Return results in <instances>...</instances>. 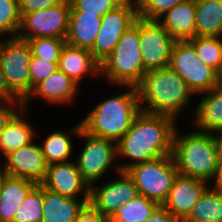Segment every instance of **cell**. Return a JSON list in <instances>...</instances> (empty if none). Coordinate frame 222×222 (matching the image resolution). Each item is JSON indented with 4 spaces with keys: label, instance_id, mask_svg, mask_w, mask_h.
I'll use <instances>...</instances> for the list:
<instances>
[{
    "label": "cell",
    "instance_id": "cell-11",
    "mask_svg": "<svg viewBox=\"0 0 222 222\" xmlns=\"http://www.w3.org/2000/svg\"><path fill=\"white\" fill-rule=\"evenodd\" d=\"M139 41L145 71L169 67L176 40L158 20L139 18Z\"/></svg>",
    "mask_w": 222,
    "mask_h": 222
},
{
    "label": "cell",
    "instance_id": "cell-22",
    "mask_svg": "<svg viewBox=\"0 0 222 222\" xmlns=\"http://www.w3.org/2000/svg\"><path fill=\"white\" fill-rule=\"evenodd\" d=\"M102 17L85 12H70L66 43L81 49L91 50L101 26Z\"/></svg>",
    "mask_w": 222,
    "mask_h": 222
},
{
    "label": "cell",
    "instance_id": "cell-45",
    "mask_svg": "<svg viewBox=\"0 0 222 222\" xmlns=\"http://www.w3.org/2000/svg\"><path fill=\"white\" fill-rule=\"evenodd\" d=\"M220 85H222V73L220 74Z\"/></svg>",
    "mask_w": 222,
    "mask_h": 222
},
{
    "label": "cell",
    "instance_id": "cell-41",
    "mask_svg": "<svg viewBox=\"0 0 222 222\" xmlns=\"http://www.w3.org/2000/svg\"><path fill=\"white\" fill-rule=\"evenodd\" d=\"M215 188L219 189L222 192V160L219 162V170L216 178Z\"/></svg>",
    "mask_w": 222,
    "mask_h": 222
},
{
    "label": "cell",
    "instance_id": "cell-43",
    "mask_svg": "<svg viewBox=\"0 0 222 222\" xmlns=\"http://www.w3.org/2000/svg\"><path fill=\"white\" fill-rule=\"evenodd\" d=\"M123 3H132L134 4L133 0H121ZM141 0H136V5L140 2Z\"/></svg>",
    "mask_w": 222,
    "mask_h": 222
},
{
    "label": "cell",
    "instance_id": "cell-17",
    "mask_svg": "<svg viewBox=\"0 0 222 222\" xmlns=\"http://www.w3.org/2000/svg\"><path fill=\"white\" fill-rule=\"evenodd\" d=\"M83 200L68 198L43 186V216L41 222H74L79 210L89 202V190H85Z\"/></svg>",
    "mask_w": 222,
    "mask_h": 222
},
{
    "label": "cell",
    "instance_id": "cell-28",
    "mask_svg": "<svg viewBox=\"0 0 222 222\" xmlns=\"http://www.w3.org/2000/svg\"><path fill=\"white\" fill-rule=\"evenodd\" d=\"M188 41L203 63L222 73V40L219 37H194Z\"/></svg>",
    "mask_w": 222,
    "mask_h": 222
},
{
    "label": "cell",
    "instance_id": "cell-33",
    "mask_svg": "<svg viewBox=\"0 0 222 222\" xmlns=\"http://www.w3.org/2000/svg\"><path fill=\"white\" fill-rule=\"evenodd\" d=\"M187 0H141L137 4L138 18L158 20L174 6Z\"/></svg>",
    "mask_w": 222,
    "mask_h": 222
},
{
    "label": "cell",
    "instance_id": "cell-7",
    "mask_svg": "<svg viewBox=\"0 0 222 222\" xmlns=\"http://www.w3.org/2000/svg\"><path fill=\"white\" fill-rule=\"evenodd\" d=\"M31 48L26 40L12 37L0 41V66L10 90L24 101L31 93Z\"/></svg>",
    "mask_w": 222,
    "mask_h": 222
},
{
    "label": "cell",
    "instance_id": "cell-31",
    "mask_svg": "<svg viewBox=\"0 0 222 222\" xmlns=\"http://www.w3.org/2000/svg\"><path fill=\"white\" fill-rule=\"evenodd\" d=\"M32 55L50 62H59L60 53L66 44L65 39L40 37L26 40Z\"/></svg>",
    "mask_w": 222,
    "mask_h": 222
},
{
    "label": "cell",
    "instance_id": "cell-8",
    "mask_svg": "<svg viewBox=\"0 0 222 222\" xmlns=\"http://www.w3.org/2000/svg\"><path fill=\"white\" fill-rule=\"evenodd\" d=\"M169 67L184 79L193 94H204L220 85V74L200 60L188 40L174 43Z\"/></svg>",
    "mask_w": 222,
    "mask_h": 222
},
{
    "label": "cell",
    "instance_id": "cell-46",
    "mask_svg": "<svg viewBox=\"0 0 222 222\" xmlns=\"http://www.w3.org/2000/svg\"><path fill=\"white\" fill-rule=\"evenodd\" d=\"M0 187H1V171H0Z\"/></svg>",
    "mask_w": 222,
    "mask_h": 222
},
{
    "label": "cell",
    "instance_id": "cell-4",
    "mask_svg": "<svg viewBox=\"0 0 222 222\" xmlns=\"http://www.w3.org/2000/svg\"><path fill=\"white\" fill-rule=\"evenodd\" d=\"M178 135L175 131L172 151L178 174L205 181L217 178L220 148L216 136L201 130Z\"/></svg>",
    "mask_w": 222,
    "mask_h": 222
},
{
    "label": "cell",
    "instance_id": "cell-44",
    "mask_svg": "<svg viewBox=\"0 0 222 222\" xmlns=\"http://www.w3.org/2000/svg\"><path fill=\"white\" fill-rule=\"evenodd\" d=\"M105 222H120V221L114 220L112 217H107Z\"/></svg>",
    "mask_w": 222,
    "mask_h": 222
},
{
    "label": "cell",
    "instance_id": "cell-36",
    "mask_svg": "<svg viewBox=\"0 0 222 222\" xmlns=\"http://www.w3.org/2000/svg\"><path fill=\"white\" fill-rule=\"evenodd\" d=\"M62 0H19V10L21 17L26 13L43 10L54 6Z\"/></svg>",
    "mask_w": 222,
    "mask_h": 222
},
{
    "label": "cell",
    "instance_id": "cell-30",
    "mask_svg": "<svg viewBox=\"0 0 222 222\" xmlns=\"http://www.w3.org/2000/svg\"><path fill=\"white\" fill-rule=\"evenodd\" d=\"M42 211L43 185L36 184L18 207L13 222H41Z\"/></svg>",
    "mask_w": 222,
    "mask_h": 222
},
{
    "label": "cell",
    "instance_id": "cell-1",
    "mask_svg": "<svg viewBox=\"0 0 222 222\" xmlns=\"http://www.w3.org/2000/svg\"><path fill=\"white\" fill-rule=\"evenodd\" d=\"M175 120L171 116L141 110L127 133L116 142L117 156L122 155L135 161L118 166V173L132 165L172 155L173 138L177 130Z\"/></svg>",
    "mask_w": 222,
    "mask_h": 222
},
{
    "label": "cell",
    "instance_id": "cell-37",
    "mask_svg": "<svg viewBox=\"0 0 222 222\" xmlns=\"http://www.w3.org/2000/svg\"><path fill=\"white\" fill-rule=\"evenodd\" d=\"M76 220L78 222H105L106 217L90 202H87L79 210Z\"/></svg>",
    "mask_w": 222,
    "mask_h": 222
},
{
    "label": "cell",
    "instance_id": "cell-42",
    "mask_svg": "<svg viewBox=\"0 0 222 222\" xmlns=\"http://www.w3.org/2000/svg\"><path fill=\"white\" fill-rule=\"evenodd\" d=\"M221 133V135L218 137L216 136L217 138V141H218V145H219V148H220V160H222V130L219 131Z\"/></svg>",
    "mask_w": 222,
    "mask_h": 222
},
{
    "label": "cell",
    "instance_id": "cell-18",
    "mask_svg": "<svg viewBox=\"0 0 222 222\" xmlns=\"http://www.w3.org/2000/svg\"><path fill=\"white\" fill-rule=\"evenodd\" d=\"M35 185L29 179L11 177L1 172L0 222L14 221L18 207Z\"/></svg>",
    "mask_w": 222,
    "mask_h": 222
},
{
    "label": "cell",
    "instance_id": "cell-13",
    "mask_svg": "<svg viewBox=\"0 0 222 222\" xmlns=\"http://www.w3.org/2000/svg\"><path fill=\"white\" fill-rule=\"evenodd\" d=\"M120 177L101 187L90 186L89 202L106 218L112 217L121 206L138 195L137 187L128 173L120 171Z\"/></svg>",
    "mask_w": 222,
    "mask_h": 222
},
{
    "label": "cell",
    "instance_id": "cell-21",
    "mask_svg": "<svg viewBox=\"0 0 222 222\" xmlns=\"http://www.w3.org/2000/svg\"><path fill=\"white\" fill-rule=\"evenodd\" d=\"M77 89L78 84L58 69L32 90L23 101V108H27L26 104L32 95L41 96L51 103H69L75 97Z\"/></svg>",
    "mask_w": 222,
    "mask_h": 222
},
{
    "label": "cell",
    "instance_id": "cell-26",
    "mask_svg": "<svg viewBox=\"0 0 222 222\" xmlns=\"http://www.w3.org/2000/svg\"><path fill=\"white\" fill-rule=\"evenodd\" d=\"M182 222H222V192L207 188Z\"/></svg>",
    "mask_w": 222,
    "mask_h": 222
},
{
    "label": "cell",
    "instance_id": "cell-9",
    "mask_svg": "<svg viewBox=\"0 0 222 222\" xmlns=\"http://www.w3.org/2000/svg\"><path fill=\"white\" fill-rule=\"evenodd\" d=\"M70 11V0H62L46 9L26 13L21 17V27L17 37L22 40L40 37L66 39ZM22 30L28 33L26 31L23 33Z\"/></svg>",
    "mask_w": 222,
    "mask_h": 222
},
{
    "label": "cell",
    "instance_id": "cell-12",
    "mask_svg": "<svg viewBox=\"0 0 222 222\" xmlns=\"http://www.w3.org/2000/svg\"><path fill=\"white\" fill-rule=\"evenodd\" d=\"M137 18V6L132 3H122L102 17L98 35L90 50L100 64L112 53L117 42Z\"/></svg>",
    "mask_w": 222,
    "mask_h": 222
},
{
    "label": "cell",
    "instance_id": "cell-25",
    "mask_svg": "<svg viewBox=\"0 0 222 222\" xmlns=\"http://www.w3.org/2000/svg\"><path fill=\"white\" fill-rule=\"evenodd\" d=\"M34 128L16 113L0 134V151L8 155L33 141Z\"/></svg>",
    "mask_w": 222,
    "mask_h": 222
},
{
    "label": "cell",
    "instance_id": "cell-38",
    "mask_svg": "<svg viewBox=\"0 0 222 222\" xmlns=\"http://www.w3.org/2000/svg\"><path fill=\"white\" fill-rule=\"evenodd\" d=\"M2 102H7L9 106L10 104L16 103L18 104L19 108H21V110H24L23 101H21L7 86L0 66V103Z\"/></svg>",
    "mask_w": 222,
    "mask_h": 222
},
{
    "label": "cell",
    "instance_id": "cell-32",
    "mask_svg": "<svg viewBox=\"0 0 222 222\" xmlns=\"http://www.w3.org/2000/svg\"><path fill=\"white\" fill-rule=\"evenodd\" d=\"M20 27L19 0H0V34L11 32L17 37Z\"/></svg>",
    "mask_w": 222,
    "mask_h": 222
},
{
    "label": "cell",
    "instance_id": "cell-2",
    "mask_svg": "<svg viewBox=\"0 0 222 222\" xmlns=\"http://www.w3.org/2000/svg\"><path fill=\"white\" fill-rule=\"evenodd\" d=\"M136 89L142 111L175 119L193 94L184 79L170 67L146 71ZM144 102L148 107H142Z\"/></svg>",
    "mask_w": 222,
    "mask_h": 222
},
{
    "label": "cell",
    "instance_id": "cell-16",
    "mask_svg": "<svg viewBox=\"0 0 222 222\" xmlns=\"http://www.w3.org/2000/svg\"><path fill=\"white\" fill-rule=\"evenodd\" d=\"M46 189L68 198H77L83 189H90L82 178L76 163L69 161L48 165L46 177L41 183Z\"/></svg>",
    "mask_w": 222,
    "mask_h": 222
},
{
    "label": "cell",
    "instance_id": "cell-14",
    "mask_svg": "<svg viewBox=\"0 0 222 222\" xmlns=\"http://www.w3.org/2000/svg\"><path fill=\"white\" fill-rule=\"evenodd\" d=\"M6 157V163L0 171L11 177L29 179L41 184L47 173L48 164L40 145L33 142L12 151Z\"/></svg>",
    "mask_w": 222,
    "mask_h": 222
},
{
    "label": "cell",
    "instance_id": "cell-23",
    "mask_svg": "<svg viewBox=\"0 0 222 222\" xmlns=\"http://www.w3.org/2000/svg\"><path fill=\"white\" fill-rule=\"evenodd\" d=\"M195 37L222 35V0H195Z\"/></svg>",
    "mask_w": 222,
    "mask_h": 222
},
{
    "label": "cell",
    "instance_id": "cell-34",
    "mask_svg": "<svg viewBox=\"0 0 222 222\" xmlns=\"http://www.w3.org/2000/svg\"><path fill=\"white\" fill-rule=\"evenodd\" d=\"M70 12H85V14H96L103 17L121 5V0H70Z\"/></svg>",
    "mask_w": 222,
    "mask_h": 222
},
{
    "label": "cell",
    "instance_id": "cell-27",
    "mask_svg": "<svg viewBox=\"0 0 222 222\" xmlns=\"http://www.w3.org/2000/svg\"><path fill=\"white\" fill-rule=\"evenodd\" d=\"M159 204L143 195H137L121 206L113 215L120 222H145Z\"/></svg>",
    "mask_w": 222,
    "mask_h": 222
},
{
    "label": "cell",
    "instance_id": "cell-15",
    "mask_svg": "<svg viewBox=\"0 0 222 222\" xmlns=\"http://www.w3.org/2000/svg\"><path fill=\"white\" fill-rule=\"evenodd\" d=\"M206 182L202 179L178 174L166 201L162 205L182 222L208 188Z\"/></svg>",
    "mask_w": 222,
    "mask_h": 222
},
{
    "label": "cell",
    "instance_id": "cell-19",
    "mask_svg": "<svg viewBox=\"0 0 222 222\" xmlns=\"http://www.w3.org/2000/svg\"><path fill=\"white\" fill-rule=\"evenodd\" d=\"M58 68L78 85L86 73L92 75L101 73V64L89 50L74 47L67 43L61 50Z\"/></svg>",
    "mask_w": 222,
    "mask_h": 222
},
{
    "label": "cell",
    "instance_id": "cell-5",
    "mask_svg": "<svg viewBox=\"0 0 222 222\" xmlns=\"http://www.w3.org/2000/svg\"><path fill=\"white\" fill-rule=\"evenodd\" d=\"M145 73L139 41V18H137L122 35L112 53L101 63V74H104L109 82L136 88Z\"/></svg>",
    "mask_w": 222,
    "mask_h": 222
},
{
    "label": "cell",
    "instance_id": "cell-3",
    "mask_svg": "<svg viewBox=\"0 0 222 222\" xmlns=\"http://www.w3.org/2000/svg\"><path fill=\"white\" fill-rule=\"evenodd\" d=\"M126 93L98 103L82 120V130L87 134L118 142L130 129L136 115L141 111L135 87Z\"/></svg>",
    "mask_w": 222,
    "mask_h": 222
},
{
    "label": "cell",
    "instance_id": "cell-39",
    "mask_svg": "<svg viewBox=\"0 0 222 222\" xmlns=\"http://www.w3.org/2000/svg\"><path fill=\"white\" fill-rule=\"evenodd\" d=\"M145 222H180L163 205H159Z\"/></svg>",
    "mask_w": 222,
    "mask_h": 222
},
{
    "label": "cell",
    "instance_id": "cell-6",
    "mask_svg": "<svg viewBox=\"0 0 222 222\" xmlns=\"http://www.w3.org/2000/svg\"><path fill=\"white\" fill-rule=\"evenodd\" d=\"M126 172L133 179L138 194L159 205L166 201L178 175L172 155L132 165Z\"/></svg>",
    "mask_w": 222,
    "mask_h": 222
},
{
    "label": "cell",
    "instance_id": "cell-40",
    "mask_svg": "<svg viewBox=\"0 0 222 222\" xmlns=\"http://www.w3.org/2000/svg\"><path fill=\"white\" fill-rule=\"evenodd\" d=\"M16 104H12L11 108L4 107L3 105H0V134L3 131V129L7 126L8 122L11 120V118L17 113L13 107Z\"/></svg>",
    "mask_w": 222,
    "mask_h": 222
},
{
    "label": "cell",
    "instance_id": "cell-35",
    "mask_svg": "<svg viewBox=\"0 0 222 222\" xmlns=\"http://www.w3.org/2000/svg\"><path fill=\"white\" fill-rule=\"evenodd\" d=\"M59 62H50V60L41 59L31 56L30 61V76H31V92L41 82H43L49 75L56 72Z\"/></svg>",
    "mask_w": 222,
    "mask_h": 222
},
{
    "label": "cell",
    "instance_id": "cell-24",
    "mask_svg": "<svg viewBox=\"0 0 222 222\" xmlns=\"http://www.w3.org/2000/svg\"><path fill=\"white\" fill-rule=\"evenodd\" d=\"M202 99L196 110V125L205 131L222 130V85H218Z\"/></svg>",
    "mask_w": 222,
    "mask_h": 222
},
{
    "label": "cell",
    "instance_id": "cell-20",
    "mask_svg": "<svg viewBox=\"0 0 222 222\" xmlns=\"http://www.w3.org/2000/svg\"><path fill=\"white\" fill-rule=\"evenodd\" d=\"M195 0H187L167 11L159 23L176 40L185 41L195 37Z\"/></svg>",
    "mask_w": 222,
    "mask_h": 222
},
{
    "label": "cell",
    "instance_id": "cell-29",
    "mask_svg": "<svg viewBox=\"0 0 222 222\" xmlns=\"http://www.w3.org/2000/svg\"><path fill=\"white\" fill-rule=\"evenodd\" d=\"M40 147L48 165L68 161L73 149L69 135L62 131L51 133Z\"/></svg>",
    "mask_w": 222,
    "mask_h": 222
},
{
    "label": "cell",
    "instance_id": "cell-10",
    "mask_svg": "<svg viewBox=\"0 0 222 222\" xmlns=\"http://www.w3.org/2000/svg\"><path fill=\"white\" fill-rule=\"evenodd\" d=\"M72 131L78 137L87 139L76 166L82 178L91 186L109 169L114 158L117 157V144H114V141L87 134L82 130L81 122Z\"/></svg>",
    "mask_w": 222,
    "mask_h": 222
}]
</instances>
